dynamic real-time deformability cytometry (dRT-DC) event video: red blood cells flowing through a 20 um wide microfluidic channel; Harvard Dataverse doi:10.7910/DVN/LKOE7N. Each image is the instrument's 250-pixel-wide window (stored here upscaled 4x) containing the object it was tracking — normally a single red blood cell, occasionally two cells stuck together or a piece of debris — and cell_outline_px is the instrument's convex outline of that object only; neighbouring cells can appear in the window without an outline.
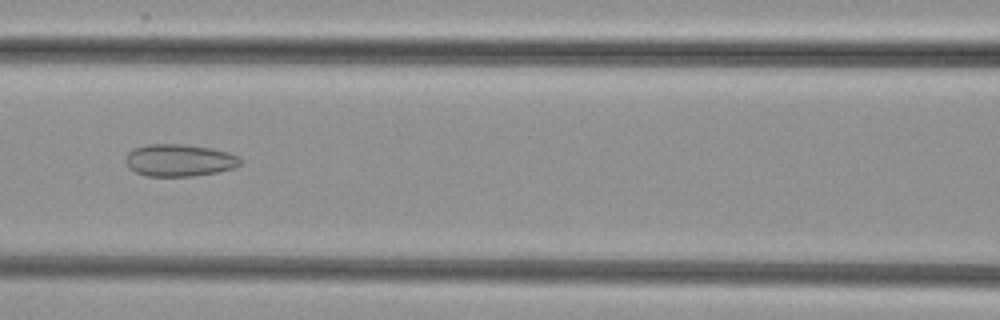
{"species": "common noctule bat (a hibernating species)", "species_latin": "Nyctalus noctula", "temperature_condition": "cold", "stored_images_in_passage": 48, "camera_frame_rate_fps": 3000, "um_per_image_px": 0.085, "animal": {"sex": "female", "body_mass_g": 29.2, "forearm_length_mm": 56.3}, "frame": {"image": 1, "passage_image": 20, "time_ms": 6.333, "image_size_px": [1000, 320], "cell_outline_px": [[240, 164], [232, 168], [216, 172], [192, 176], [144, 176], [128, 168], [124, 160], [128, 152], [132, 148], [148, 144], [184, 144], [212, 148], [228, 152], [240, 156]], "centroid_in_image_um": [15.2, 13.61], "position_along_channel_um": 151.4, "area_um2": 21.68}}
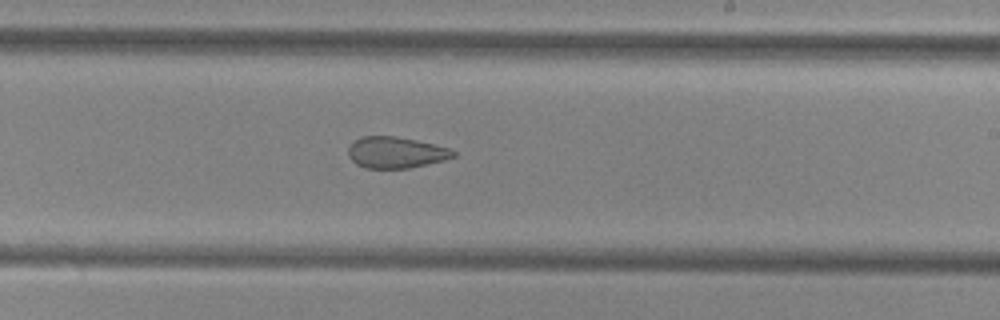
{"frame": {"image": 2, "passage_image": 28, "time_ms": 9.0, "image_size_px": [1000, 320], "cell_outline_px": [[456, 156], [444, 160], [408, 168], [364, 168], [356, 164], [348, 156], [348, 148], [360, 136], [396, 136], [416, 140], [448, 148], [456, 152]], "centroid_in_image_um": [33.63, 12.96], "position_along_channel_um": 255.4, "area_um2": 19.02}}
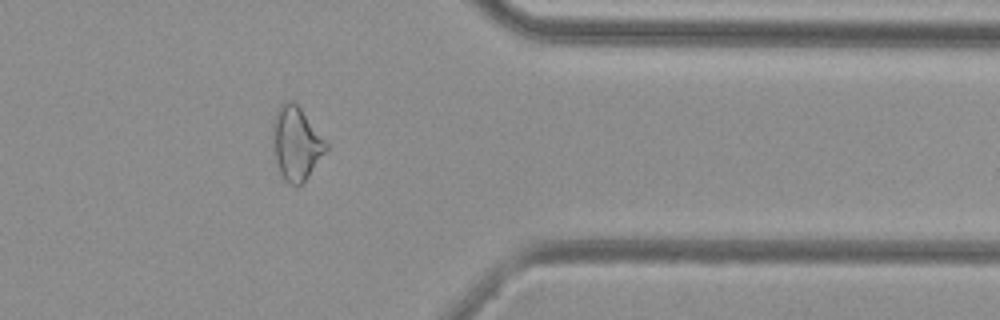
{"frame": {"image": 3, "passage_image": 39, "time_ms": 12.667, "image_size_px": [1000, 320], "cell_outline_px": [[328, 148], [308, 176], [300, 184], [288, 184], [284, 180], [280, 172], [276, 160], [272, 128], [272, 120], [280, 104], [284, 100], [292, 100], [300, 108], [328, 144]], "centroid_in_image_um": [25.16, 12.15], "position_along_channel_um": 386.2, "area_um2": 22.37}}